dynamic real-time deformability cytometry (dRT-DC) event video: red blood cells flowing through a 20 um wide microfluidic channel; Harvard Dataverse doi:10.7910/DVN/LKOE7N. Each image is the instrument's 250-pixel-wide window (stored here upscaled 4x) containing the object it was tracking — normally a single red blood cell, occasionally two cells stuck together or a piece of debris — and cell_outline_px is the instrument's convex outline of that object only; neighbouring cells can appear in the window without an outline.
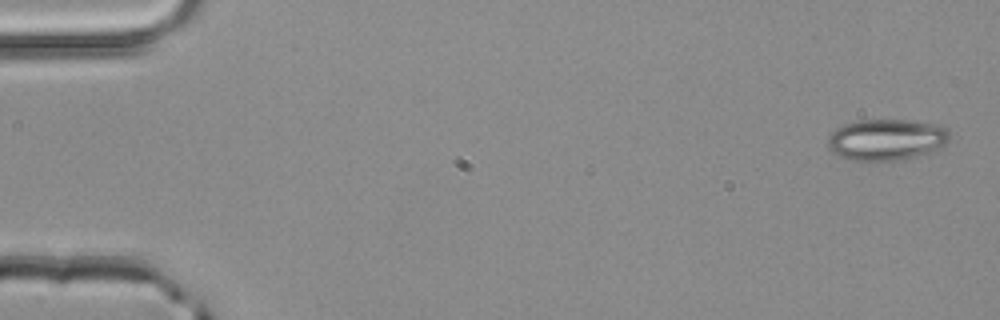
{"species": "common noctule bat (a hibernating species)", "species_latin": "Nyctalus noctula", "temperature_condition": "room temperature", "stored_images_in_passage": 4, "camera_frame_rate_fps": 3000, "um_per_image_px": 0.085, "animal": {"sex": "male", "body_mass_g": 20.4}, "frame": {"image": 1, "passage_image": 1, "time_ms": 0.0, "image_size_px": [1000, 320], "cell_outline_px": [[948, 140], [944, 144], [928, 152], [904, 160], [852, 160], [840, 156], [832, 152], [828, 148], [828, 136], [836, 128], [844, 124], [860, 120], [908, 120], [940, 124], [948, 128]], "centroid_in_image_um": [75.33, 11.85], "position_along_channel_um": 9.7, "area_um2": 29.19}}
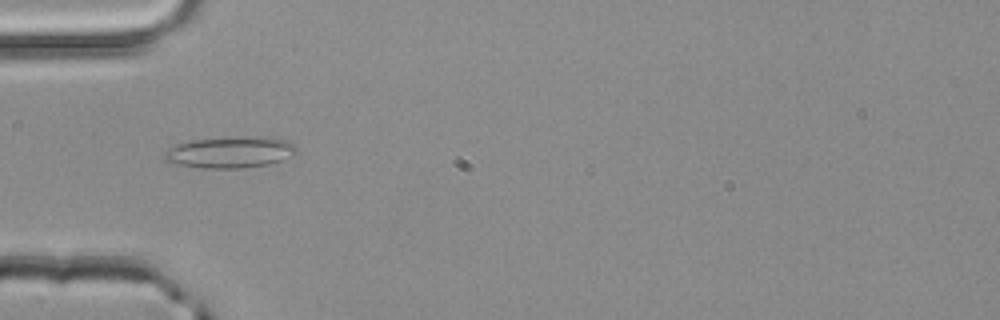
{"frame": {"image": 2, "passage_image": 4, "time_ms": 1.0, "image_size_px": [1000, 320], "cell_outline_px": [[296, 152], [280, 160], [268, 164], [244, 168], [204, 168], [180, 164], [164, 160], [164, 152], [168, 148], [176, 144], [192, 140], [236, 136], [268, 136], [284, 140], [292, 144], [296, 148]], "centroid_in_image_um": [19.54, 12.92], "position_along_channel_um": 65.5, "area_um2": 24.04}}